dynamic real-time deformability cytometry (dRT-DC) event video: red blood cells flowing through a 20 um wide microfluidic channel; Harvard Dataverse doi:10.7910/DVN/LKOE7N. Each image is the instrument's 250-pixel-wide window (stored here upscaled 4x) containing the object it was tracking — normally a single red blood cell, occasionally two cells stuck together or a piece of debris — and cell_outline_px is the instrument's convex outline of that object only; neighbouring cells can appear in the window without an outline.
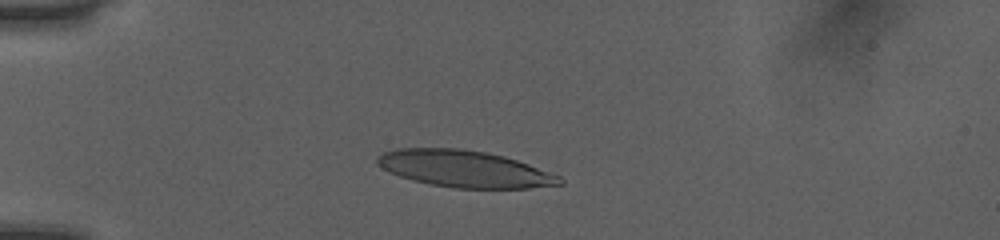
{"species": "human", "species_latin": "Homo sapiens", "temperature_condition": "room temperature", "stored_images_in_passage": 47, "camera_frame_rate_fps": 3000, "um_per_image_px": 0.085, "donor": {"sex": "female"}, "frame": {"image": 1, "passage_image": 10, "time_ms": 3.0, "image_size_px": [1000, 240], "cell_outline_px": [[564, 184], [528, 188], [456, 188], [428, 184], [412, 180], [388, 172], [376, 164], [376, 156], [384, 152], [396, 148], [460, 148], [484, 152], [504, 156], [528, 164], [560, 176], [564, 180]], "centroid_in_image_um": [39.44, 14.35], "position_along_channel_um": 45.6, "area_um2": 39.13}}
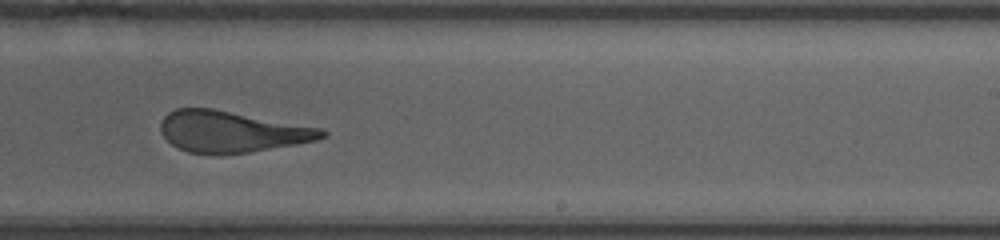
{"frame": {"image": 2, "passage_image": 29, "time_ms": 9.333, "image_size_px": [1000, 240], "cell_outline_px": [[328, 136], [316, 140], [296, 144], [248, 152], [220, 156], [188, 152], [172, 144], [160, 132], [160, 120], [168, 112], [176, 108], [212, 108], [324, 128], [328, 132]], "centroid_in_image_um": [19.69, 11.19], "position_along_channel_um": 269.3, "area_um2": 39.25}}
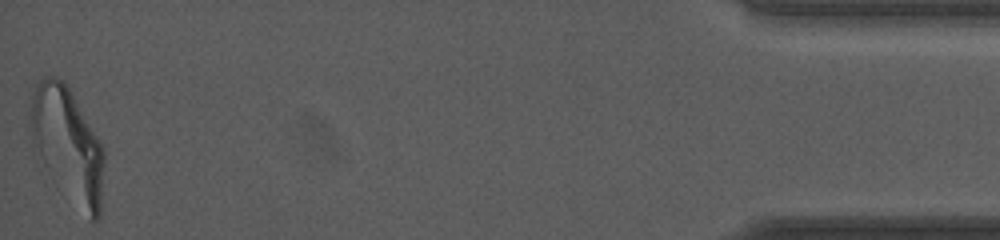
{"frame": {"image": 3, "passage_image": 47, "time_ms": 15.333, "image_size_px": [1000, 240], "cell_outline_px": [[104, 164], [100, 216], [92, 224], [36, 160], [28, 124], [28, 120], [32, 96], [36, 84], [44, 76], [56, 76], [64, 80], [104, 148]], "centroid_in_image_um": [5.71, 12.32], "position_along_channel_um": 429.5, "area_um2": 49.71}, "authors_computed_cell_mechanics": {"area_um2": 39.8242, "velocity_mm_per_s": 4.0572, "shape_relaxation_time_tau1_ms": null, "shape_relaxation_time_tau2_ms": 1.3162, "deformation_change_tau1": null, "deformation_change_tau2": 0.1286}}